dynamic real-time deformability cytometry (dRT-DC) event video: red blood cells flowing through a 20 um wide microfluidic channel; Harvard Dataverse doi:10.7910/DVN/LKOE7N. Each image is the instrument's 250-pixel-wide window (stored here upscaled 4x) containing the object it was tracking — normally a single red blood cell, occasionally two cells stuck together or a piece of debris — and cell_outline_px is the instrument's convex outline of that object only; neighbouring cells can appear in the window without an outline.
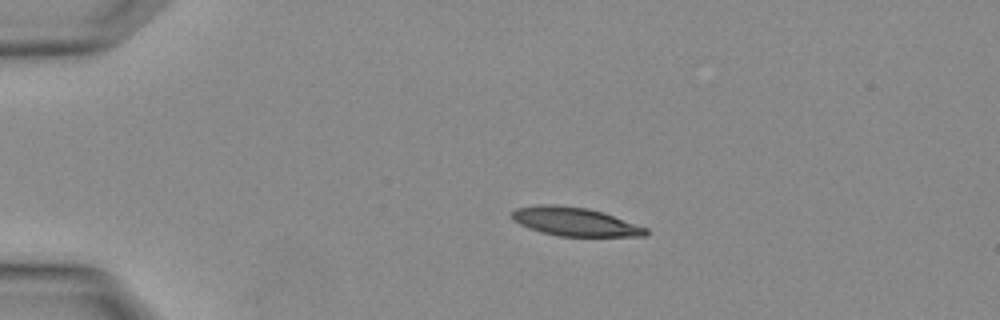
{"species": "Egyptian fruit bat (a non-hibernating species)", "species_latin": "Rousettus aegyptiacus", "temperature_condition": "warm", "stored_images_in_passage": 3, "camera_frame_rate_fps": 3000, "um_per_image_px": 0.085, "animal": {"sex": "female"}, "frame": {"image": 1, "passage_image": 2, "time_ms": 0.333, "image_size_px": [1000, 320], "cell_outline_px": [[648, 236], [556, 236], [540, 232], [528, 228], [512, 220], [512, 212], [516, 208], [536, 204], [552, 204], [588, 208], [604, 212], [648, 228]], "centroid_in_image_um": [48.86, 18.84], "position_along_channel_um": 36.1, "area_um2": 22.54}}